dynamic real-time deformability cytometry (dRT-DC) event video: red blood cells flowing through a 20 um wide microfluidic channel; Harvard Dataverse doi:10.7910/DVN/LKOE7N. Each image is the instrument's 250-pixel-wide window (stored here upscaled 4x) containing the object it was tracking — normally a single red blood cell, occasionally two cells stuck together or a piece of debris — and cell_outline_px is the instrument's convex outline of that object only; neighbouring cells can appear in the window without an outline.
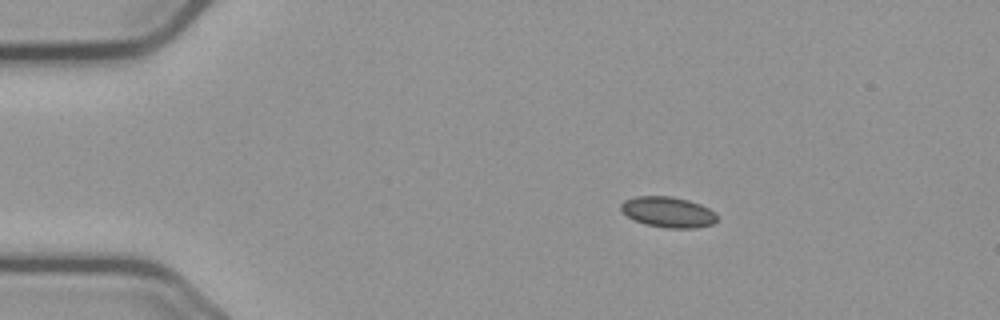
{"species": "common noctule bat (a hibernating species)", "species_latin": "Nyctalus noctula", "temperature_condition": "cold", "stored_images_in_passage": 47, "camera_frame_rate_fps": 3000, "um_per_image_px": 0.085, "animal": {"sex": "male", "body_mass_g": 23.1, "forearm_length_mm": 52.7}, "frame": {"image": 1, "passage_image": 1, "time_ms": 0.0, "image_size_px": [1000, 320], "cell_outline_px": [[716, 220], [712, 224], [696, 228], [668, 228], [644, 224], [620, 212], [620, 204], [624, 200], [636, 196], [672, 196], [688, 200], [700, 204], [716, 212]], "centroid_in_image_um": [56.76, 18.02], "position_along_channel_um": 28.2, "area_um2": 17.22}}
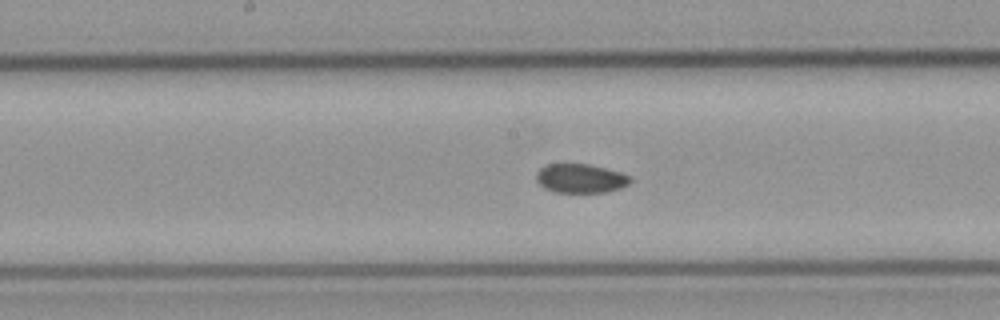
{"frame": {"image": 2, "passage_image": 20, "time_ms": 6.333, "image_size_px": [1000, 320], "cell_outline_px": [[632, 180], [628, 184], [620, 188], [608, 192], [556, 192], [544, 188], [536, 180], [536, 172], [540, 168], [548, 164], [588, 164], [620, 172], [628, 176]], "centroid_in_image_um": [49.32, 15.17], "position_along_channel_um": 198.9, "area_um2": 15.78}}
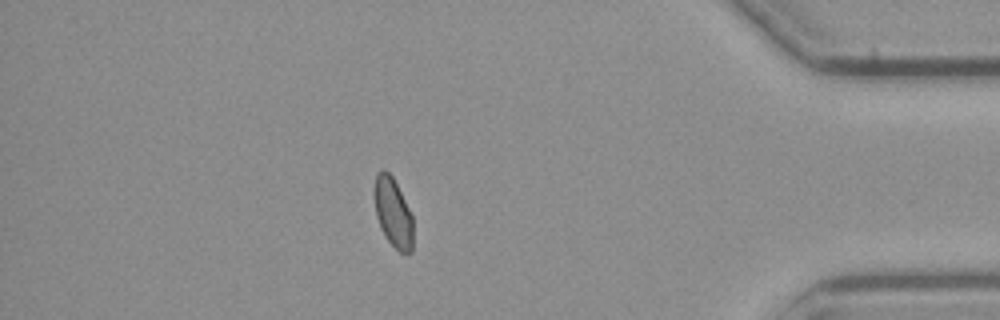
{"frame": {"image": 3, "passage_image": 40, "time_ms": 13.0, "image_size_px": [1000, 320], "cell_outline_px": [[412, 252], [408, 256], [400, 252], [384, 236], [380, 228], [376, 216], [376, 172], [380, 168], [384, 168], [392, 176], [412, 216]], "centroid_in_image_um": [33.42, 18.11], "position_along_channel_um": 401.8, "area_um2": 15.32}, "authors_computed_cell_mechanics": {"area_um2": 16.4152, "velocity_mm_per_s": 3.6701, "shape_relaxation_time_tau1_ms": null, "shape_relaxation_time_tau2_ms": 2.4162, "deformation_change_tau1": null, "deformation_change_tau2": 0.0509}}